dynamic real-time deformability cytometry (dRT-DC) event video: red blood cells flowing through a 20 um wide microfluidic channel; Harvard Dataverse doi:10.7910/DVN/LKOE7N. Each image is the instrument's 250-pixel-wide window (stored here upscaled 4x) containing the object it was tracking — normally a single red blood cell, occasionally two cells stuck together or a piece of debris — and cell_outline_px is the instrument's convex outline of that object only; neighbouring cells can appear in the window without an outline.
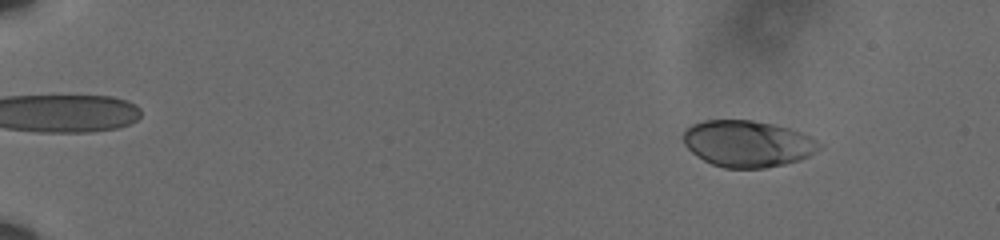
{"species": "human", "species_latin": "Homo sapiens", "temperature_condition": "cold", "stored_images_in_passage": 56, "camera_frame_rate_fps": 3000, "um_per_image_px": 0.085, "donor": {"sex": "male"}, "frame": {"image": 1, "passage_image": 4, "time_ms": 1.0, "image_size_px": [1000, 240], "cell_outline_px": [[812, 152], [808, 156], [784, 164], [764, 168], [724, 168], [712, 164], [696, 156], [684, 144], [684, 132], [692, 124], [704, 120], [752, 120], [772, 124], [788, 128], [800, 132], [808, 136], [812, 140]], "centroid_in_image_um": [63.41, 12.21], "position_along_channel_um": 21.6, "area_um2": 35.84}}
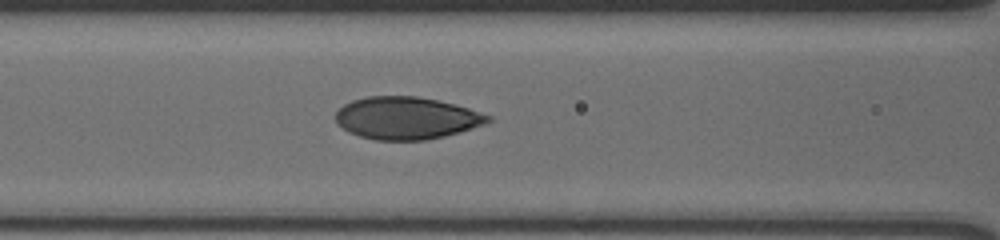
{"frame": {"image": 2, "passage_image": 25, "time_ms": 8.0, "image_size_px": [1000, 240], "cell_outline_px": [[492, 120], [484, 124], [444, 136], [424, 140], [376, 140], [360, 136], [348, 132], [336, 124], [336, 112], [344, 104], [352, 100], [368, 96], [416, 96], [436, 100], [468, 108], [492, 116]], "centroid_in_image_um": [34.51, 10.03], "position_along_channel_um": 132.1, "area_um2": 37.4}}
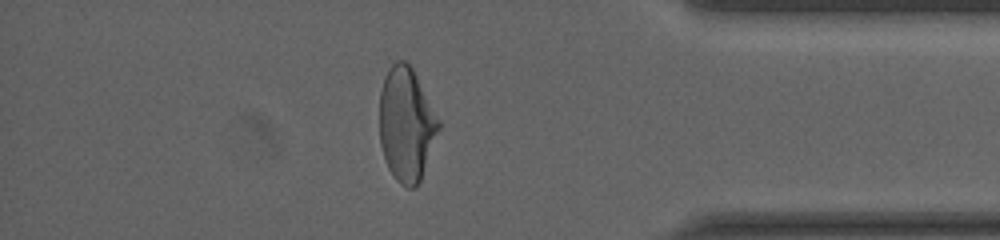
{"frame": {"image": 3, "passage_image": 49, "time_ms": 16.0, "image_size_px": [1000, 240], "cell_outline_px": [[440, 128], [420, 180], [416, 188], [408, 188], [400, 184], [396, 180], [388, 168], [380, 144], [380, 92], [384, 76], [388, 68], [396, 60], [404, 60], [412, 68], [440, 120]], "centroid_in_image_um": [34.53, 10.57], "position_along_channel_um": 400.7, "area_um2": 39.13}, "authors_computed_cell_mechanics": {"area_um2": 37.5989, "velocity_mm_per_s": 3.6016, "shape_relaxation_time_tau1_ms": 5.7291, "shape_relaxation_time_tau2_ms": 0.7545, "deformation_change_tau1": 0.1716, "deformation_change_tau2": 0.0412}}